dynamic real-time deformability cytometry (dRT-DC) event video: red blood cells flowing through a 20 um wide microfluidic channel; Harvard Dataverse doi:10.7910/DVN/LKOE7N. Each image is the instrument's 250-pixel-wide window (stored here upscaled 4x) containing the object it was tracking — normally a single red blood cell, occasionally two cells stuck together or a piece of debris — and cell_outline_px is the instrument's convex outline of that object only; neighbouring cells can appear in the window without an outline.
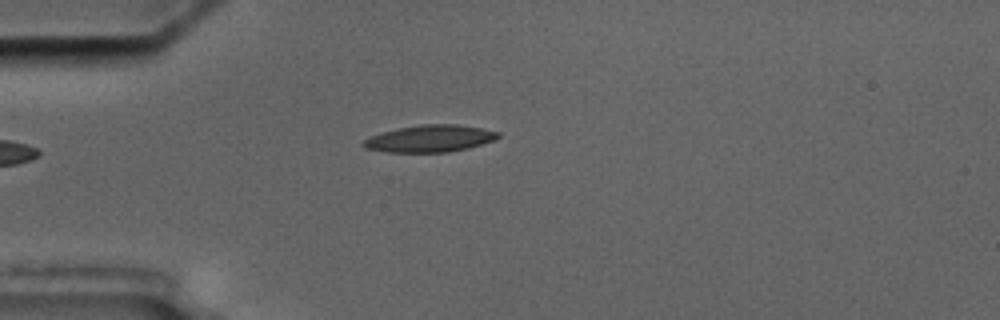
{"species": "common noctule bat (a hibernating species)", "species_latin": "Nyctalus noctula", "temperature_condition": "cold", "stored_images_in_passage": 2, "camera_frame_rate_fps": 3000, "um_per_image_px": 0.085, "animal": {"sex": "male", "body_mass_g": 17.5, "forearm_length_mm": 52.3}, "frame": {"image": 1, "passage_image": 2, "time_ms": 1.333, "image_size_px": [1000, 320], "cell_outline_px": [[500, 136], [496, 140], [468, 148], [448, 152], [388, 152], [364, 148], [360, 144], [368, 136], [396, 128], [420, 124], [456, 124], [480, 128], [500, 132]], "centroid_in_image_um": [36.52, 11.77], "position_along_channel_um": 48.5, "area_um2": 21.39}}